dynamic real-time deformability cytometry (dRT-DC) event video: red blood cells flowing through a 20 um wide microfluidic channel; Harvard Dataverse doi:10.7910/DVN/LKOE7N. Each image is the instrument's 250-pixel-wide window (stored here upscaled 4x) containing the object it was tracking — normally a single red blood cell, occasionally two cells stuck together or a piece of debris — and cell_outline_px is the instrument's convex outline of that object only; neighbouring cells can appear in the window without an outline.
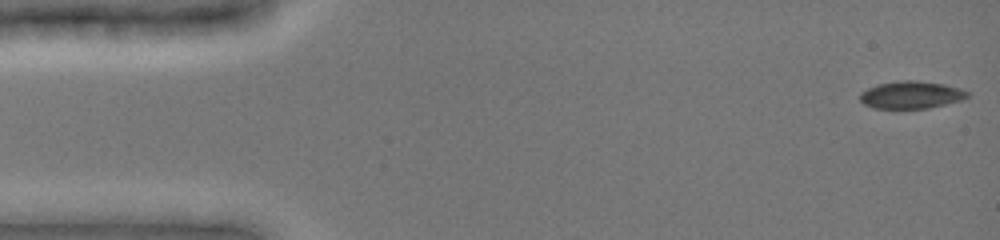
{"species": "common noctule bat (a hibernating species)", "species_latin": "Nyctalus noctula", "temperature_condition": "cold", "stored_images_in_passage": 48, "camera_frame_rate_fps": 3000, "um_per_image_px": 0.085, "animal": {"sex": "female", "body_mass_g": 19.0, "forearm_length_mm": 51.5}, "frame": {"image": 1, "passage_image": 1, "time_ms": 0.0, "image_size_px": [1000, 240], "cell_outline_px": [[968, 96], [960, 100], [928, 108], [872, 108], [864, 104], [860, 100], [860, 92], [876, 84], [900, 80], [916, 80], [944, 84], [960, 88], [968, 92]], "centroid_in_image_um": [77.4, 8.05], "position_along_channel_um": 7.6, "area_um2": 17.11}}
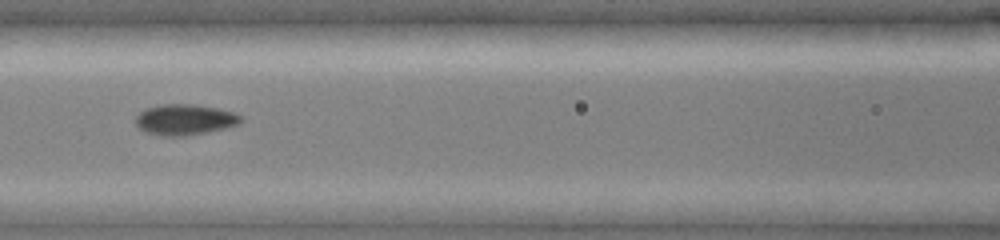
{"frame": {"image": 2, "passage_image": 21, "time_ms": 6.667, "image_size_px": [1000, 240], "cell_outline_px": [[244, 120], [240, 124], [224, 128], [184, 136], [160, 136], [148, 132], [140, 128], [136, 124], [136, 116], [144, 108], [160, 104], [192, 104], [216, 108], [232, 112], [244, 116]], "centroid_in_image_um": [15.72, 10.16], "position_along_channel_um": 150.9, "area_um2": 18.84}}
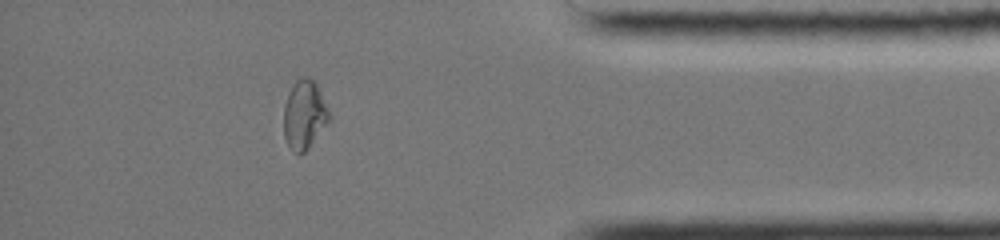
{"frame": {"image": 3, "passage_image": 42, "time_ms": 13.667, "image_size_px": [1000, 240], "cell_outline_px": [[332, 120], [308, 148], [300, 156], [292, 152], [288, 148], [284, 136], [284, 104], [288, 92], [296, 80], [300, 76], [308, 76], [316, 80], [332, 116]], "centroid_in_image_um": [25.9, 9.75], "position_along_channel_um": 409.3, "area_um2": 19.07}, "authors_computed_cell_mechanics": {"area_um2": 17.8313, "velocity_mm_per_s": 3.9553, "shape_relaxation_time_tau1_ms": null, "shape_relaxation_time_tau2_ms": 2.5557, "deformation_change_tau1": null, "deformation_change_tau2": 0.042}}